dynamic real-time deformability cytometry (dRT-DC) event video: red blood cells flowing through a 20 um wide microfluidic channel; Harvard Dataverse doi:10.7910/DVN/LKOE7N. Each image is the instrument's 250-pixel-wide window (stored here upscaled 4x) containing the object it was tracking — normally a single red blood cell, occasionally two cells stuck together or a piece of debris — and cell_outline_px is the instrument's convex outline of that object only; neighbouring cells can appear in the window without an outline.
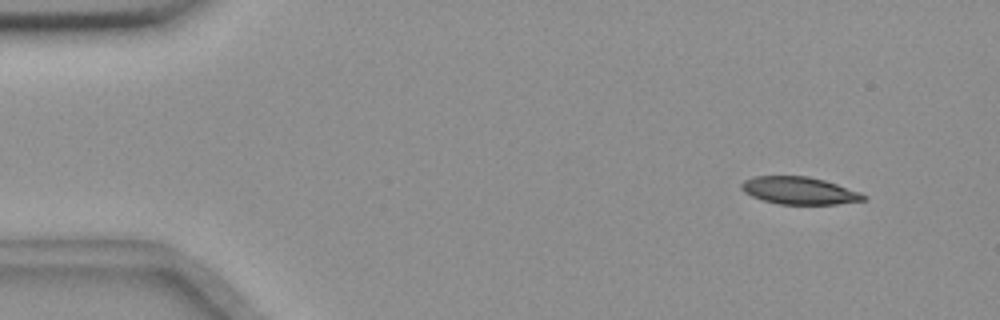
{"species": "common noctule bat (a hibernating species)", "species_latin": "Nyctalus noctula", "temperature_condition": "room temperature", "stored_images_in_passage": 3, "camera_frame_rate_fps": 3000, "um_per_image_px": 0.085, "animal": {"sex": "female", "body_mass_g": 18.4}, "frame": {"image": 1, "passage_image": 1, "time_ms": 0.0, "image_size_px": [1000, 320], "cell_outline_px": [[868, 196], [864, 200], [836, 204], [780, 204], [764, 200], [752, 196], [744, 192], [740, 188], [740, 184], [744, 180], [756, 176], [808, 176], [824, 180], [860, 192]], "centroid_in_image_um": [67.92, 16.2], "position_along_channel_um": 17.1, "area_um2": 19.36}}